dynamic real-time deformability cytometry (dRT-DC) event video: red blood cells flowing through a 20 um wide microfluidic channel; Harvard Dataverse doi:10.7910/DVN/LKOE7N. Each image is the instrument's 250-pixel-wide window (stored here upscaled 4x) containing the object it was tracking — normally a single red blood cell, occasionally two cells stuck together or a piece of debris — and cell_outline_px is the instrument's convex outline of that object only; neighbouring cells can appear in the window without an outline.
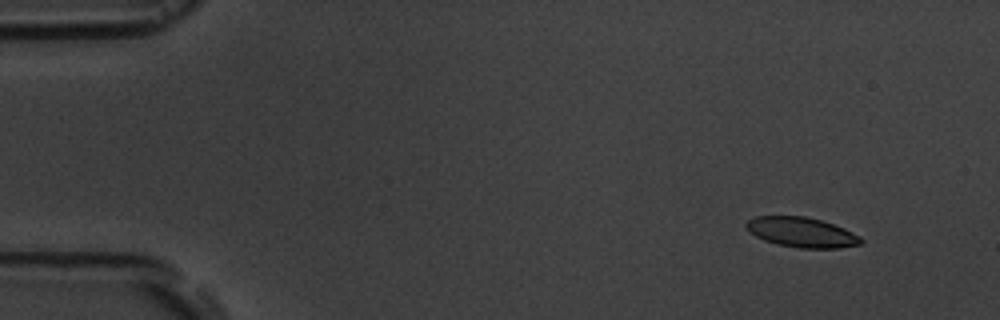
{"species": "common noctule bat (a hibernating species)", "species_latin": "Nyctalus noctula", "temperature_condition": "room temperature", "stored_images_in_passage": 8, "camera_frame_rate_fps": 3000, "um_per_image_px": 0.085, "animal": {"sex": "male", "body_mass_g": 19.5, "forearm_length_mm": 54.6}, "frame": {"image": 1, "passage_image": 1, "time_ms": 0.0, "image_size_px": [1000, 320], "cell_outline_px": [[864, 240], [860, 244], [840, 248], [800, 248], [776, 244], [764, 240], [756, 236], [744, 224], [748, 220], [756, 216], [804, 216], [820, 220], [844, 228], [860, 236]], "centroid_in_image_um": [68.16, 19.75], "position_along_channel_um": 16.8, "area_um2": 19.88}}
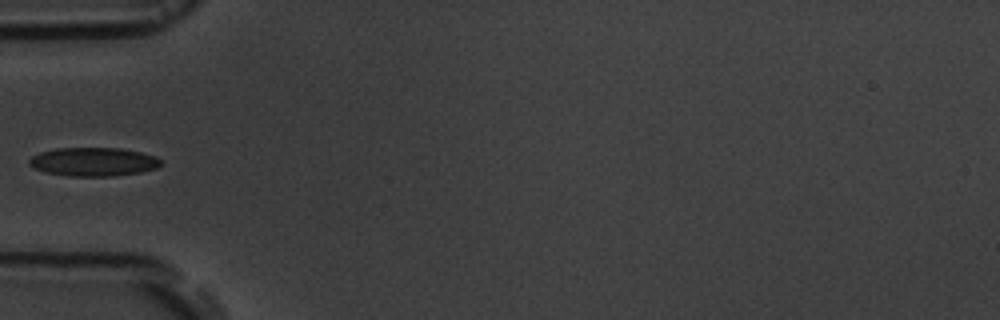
{"frame": {"image": 2, "passage_image": 5, "time_ms": 4.667, "image_size_px": [1000, 320], "cell_outline_px": [[160, 164], [156, 168], [140, 172], [112, 176], [68, 176], [44, 172], [28, 164], [28, 160], [32, 156], [40, 152], [56, 148], [120, 148], [140, 152], [156, 156], [160, 160]], "centroid_in_image_um": [7.91, 13.75], "position_along_channel_um": 77.1, "area_um2": 21.91}}
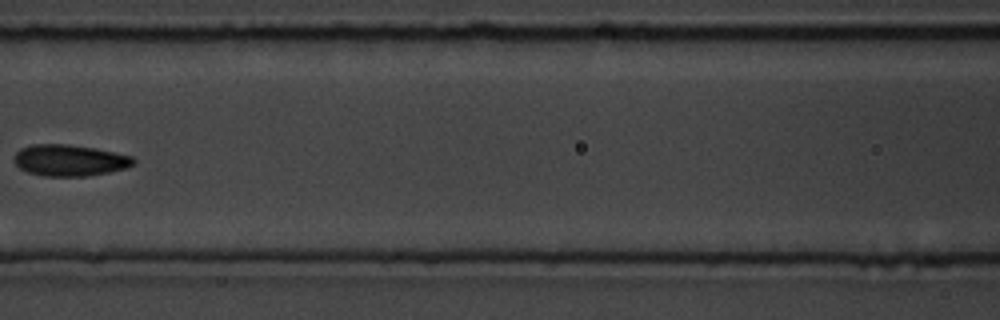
{"frame": {"image": 3, "passage_image": 7, "time_ms": 7.0, "image_size_px": [1000, 320], "cell_outline_px": [[136, 160], [132, 164], [124, 168], [108, 172], [88, 176], [44, 176], [28, 172], [20, 168], [16, 164], [16, 152], [20, 148], [32, 144], [68, 144], [96, 148], [132, 156]], "centroid_in_image_um": [5.92, 13.62], "position_along_channel_um": 160.7, "area_um2": 21.68}}